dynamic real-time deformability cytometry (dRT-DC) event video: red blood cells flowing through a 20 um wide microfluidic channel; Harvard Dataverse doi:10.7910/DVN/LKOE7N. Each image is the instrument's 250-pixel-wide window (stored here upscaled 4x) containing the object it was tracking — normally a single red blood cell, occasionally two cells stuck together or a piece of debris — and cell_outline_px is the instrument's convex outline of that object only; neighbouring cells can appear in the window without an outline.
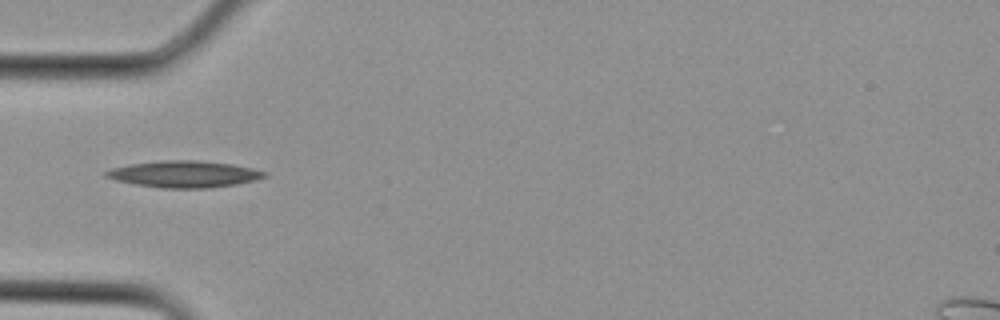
{"species": "Egyptian fruit bat (a non-hibernating species)", "species_latin": "Rousettus aegyptiacus", "temperature_condition": "cold", "stored_images_in_passage": 1, "camera_frame_rate_fps": 3000, "um_per_image_px": 0.085, "animal": {"sex": "female"}, "frame": {"image": 1, "passage_image": 1, "time_ms": 0.0, "image_size_px": [1000, 320], "cell_outline_px": [[268, 176], [256, 180], [236, 184], [208, 188], [160, 188], [136, 184], [116, 180], [104, 176], [104, 172], [112, 168], [128, 164], [160, 160], [200, 160], [232, 164], [252, 168], [268, 172]], "centroid_in_image_um": [15.67, 14.79], "position_along_channel_um": 69.3, "area_um2": 24.74}}